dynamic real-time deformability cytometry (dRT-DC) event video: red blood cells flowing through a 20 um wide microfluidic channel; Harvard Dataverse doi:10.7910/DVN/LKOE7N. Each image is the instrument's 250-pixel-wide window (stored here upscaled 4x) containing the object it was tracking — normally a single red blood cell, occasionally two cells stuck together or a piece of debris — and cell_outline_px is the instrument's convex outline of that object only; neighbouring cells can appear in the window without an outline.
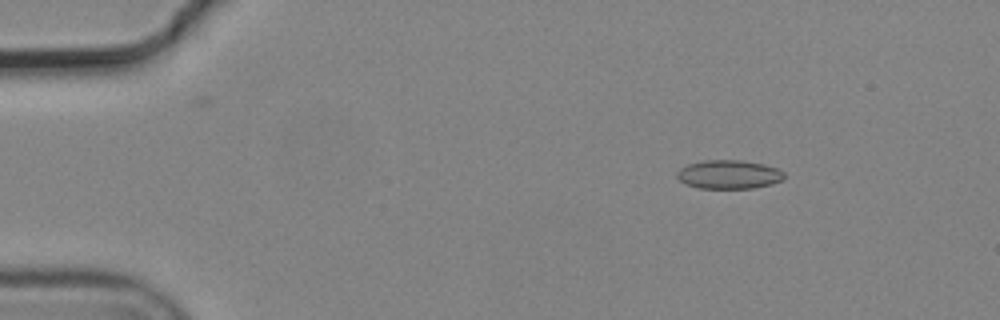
{"species": "common noctule bat (a hibernating species)", "species_latin": "Nyctalus noctula", "temperature_condition": "cold", "stored_images_in_passage": 6, "camera_frame_rate_fps": 3000, "um_per_image_px": 0.085, "animal": {"sex": "male", "body_mass_g": 19.2, "forearm_length_mm": 51.8}, "frame": {"image": 1, "passage_image": 3, "time_ms": 0.667, "image_size_px": [1000, 320], "cell_outline_px": [[784, 180], [772, 184], [752, 188], [700, 188], [688, 184], [680, 180], [676, 176], [676, 172], [680, 168], [688, 164], [704, 160], [740, 160], [764, 164], [776, 168], [784, 172]], "centroid_in_image_um": [61.97, 14.82], "position_along_channel_um": 23.0, "area_um2": 17.92}}
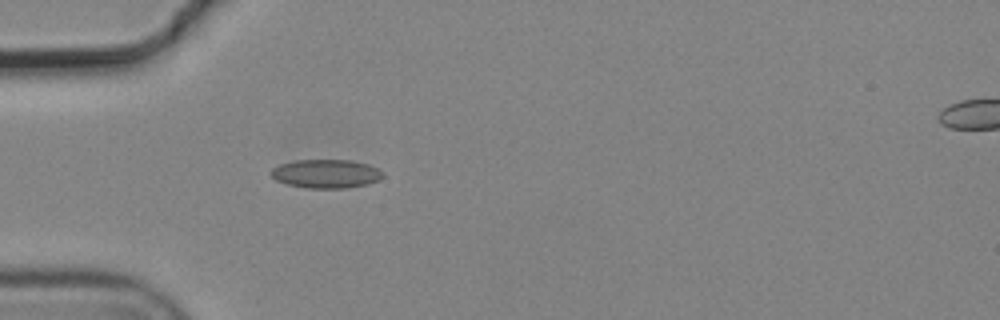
{"frame": {"image": 2, "passage_image": 5, "time_ms": 1.333, "image_size_px": [1000, 320], "cell_outline_px": [[384, 176], [380, 180], [364, 184], [344, 188], [308, 188], [288, 184], [276, 180], [268, 172], [272, 168], [280, 164], [296, 160], [352, 160], [368, 164], [384, 172]], "centroid_in_image_um": [27.71, 14.76], "position_along_channel_um": 57.3, "area_um2": 18.67}}